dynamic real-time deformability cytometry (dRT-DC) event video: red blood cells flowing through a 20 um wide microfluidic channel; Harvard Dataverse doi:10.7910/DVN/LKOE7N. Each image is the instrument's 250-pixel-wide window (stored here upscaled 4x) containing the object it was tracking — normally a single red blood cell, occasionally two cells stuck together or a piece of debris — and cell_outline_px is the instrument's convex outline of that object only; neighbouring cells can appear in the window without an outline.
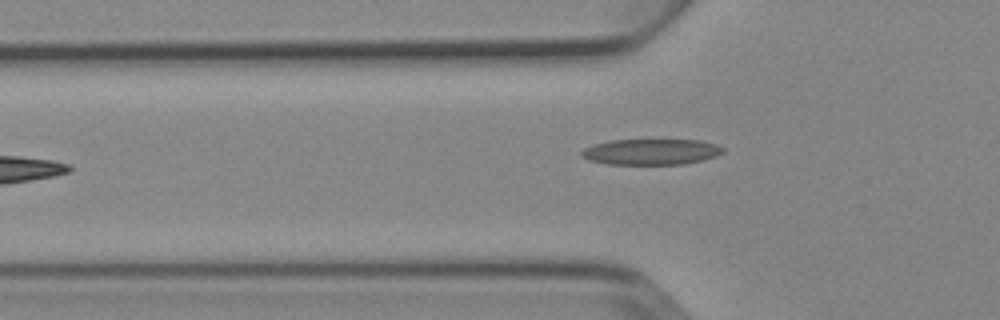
{"species": "Egyptian fruit bat (a non-hibernating species)", "species_latin": "Rousettus aegyptiacus", "temperature_condition": "cold", "stored_images_in_passage": 6, "camera_frame_rate_fps": 3000, "um_per_image_px": 0.085, "animal": {"sex": "female"}, "frame": {"image": 1, "passage_image": 6, "time_ms": 6.667, "image_size_px": [1000, 320], "cell_outline_px": [[724, 152], [716, 156], [704, 160], [684, 164], [608, 164], [588, 160], [580, 156], [580, 152], [584, 148], [592, 144], [612, 140], [700, 140], [716, 144], [724, 148]], "centroid_in_image_um": [55.33, 12.9], "position_along_channel_um": 70.5, "area_um2": 21.44}}